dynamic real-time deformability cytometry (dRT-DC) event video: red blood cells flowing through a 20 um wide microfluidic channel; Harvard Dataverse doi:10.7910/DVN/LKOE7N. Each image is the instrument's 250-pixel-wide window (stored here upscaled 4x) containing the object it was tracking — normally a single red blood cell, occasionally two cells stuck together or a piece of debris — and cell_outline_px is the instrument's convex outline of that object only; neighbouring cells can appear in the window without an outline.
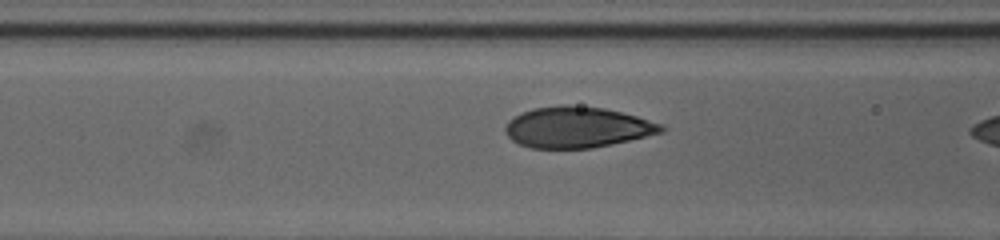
{"species": "human", "species_latin": "Homo sapiens", "temperature_condition": "cold", "stored_images_in_passage": 16, "camera_frame_rate_fps": 3000, "um_per_image_px": 0.085, "donor": {"sex": "female"}, "frame": {"image": 1, "passage_image": 14, "time_ms": 4.333, "image_size_px": [1000, 240], "cell_outline_px": [[668, 128], [664, 132], [612, 144], [592, 148], [528, 148], [512, 140], [508, 136], [504, 128], [508, 120], [520, 112], [532, 108], [564, 104], [568, 104], [604, 108], [636, 116], [664, 124]], "centroid_in_image_um": [49.06, 10.81], "position_along_channel_um": 117.5, "area_um2": 37.51}}